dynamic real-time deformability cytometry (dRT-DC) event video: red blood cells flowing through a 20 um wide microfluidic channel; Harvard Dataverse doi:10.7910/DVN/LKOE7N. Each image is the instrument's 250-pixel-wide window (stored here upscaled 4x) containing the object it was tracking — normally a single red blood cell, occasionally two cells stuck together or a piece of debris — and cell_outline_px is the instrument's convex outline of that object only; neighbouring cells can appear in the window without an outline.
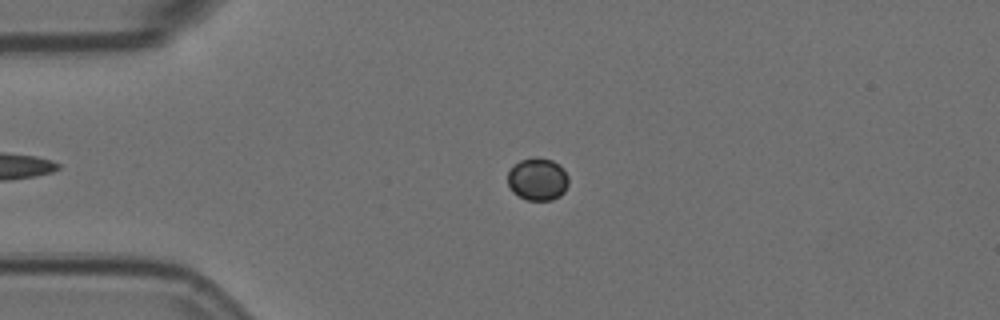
{"species": "Egyptian fruit bat (a non-hibernating species)", "species_latin": "Rousettus aegyptiacus", "temperature_condition": "room temperature", "stored_images_in_passage": 52, "camera_frame_rate_fps": 3000, "um_per_image_px": 0.085, "animal": {"sex": "female"}, "frame": {"image": 1, "passage_image": 9, "time_ms": 2.667, "image_size_px": [1000, 320], "cell_outline_px": [[568, 184], [564, 192], [560, 196], [552, 200], [528, 200], [512, 192], [508, 184], [508, 172], [520, 160], [532, 156], [536, 156], [552, 160], [560, 164], [564, 168], [568, 176]], "centroid_in_image_um": [45.72, 15.21], "position_along_channel_um": 39.3, "area_um2": 15.26}}
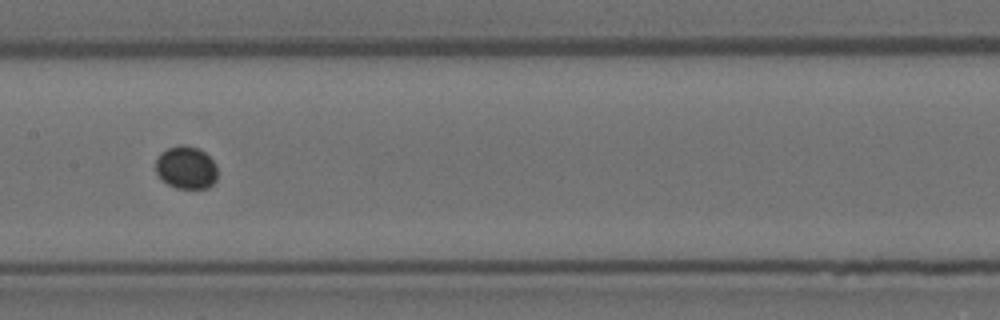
{"frame": {"image": 2, "passage_image": 24, "time_ms": 7.667, "image_size_px": [1000, 320], "cell_outline_px": [[216, 180], [208, 188], [176, 188], [168, 184], [156, 172], [156, 160], [160, 152], [168, 148], [180, 144], [184, 144], [200, 148], [216, 164]], "centroid_in_image_um": [15.82, 14.22], "position_along_channel_um": 191.6, "area_um2": 15.37}}
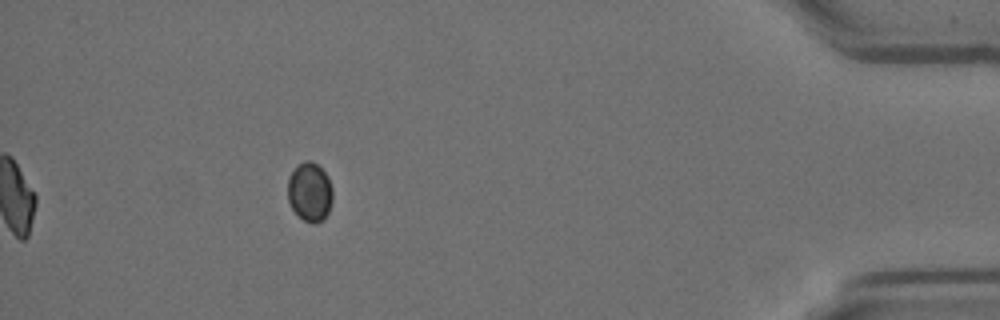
{"frame": {"image": 3, "passage_image": 47, "time_ms": 15.333, "image_size_px": [1000, 320], "cell_outline_px": [[332, 200], [328, 212], [324, 220], [316, 224], [312, 224], [304, 220], [292, 208], [288, 200], [288, 180], [292, 172], [304, 160], [312, 160], [328, 176], [332, 188]], "centroid_in_image_um": [26.35, 16.33], "position_along_channel_um": 408.9, "area_um2": 15.37}}